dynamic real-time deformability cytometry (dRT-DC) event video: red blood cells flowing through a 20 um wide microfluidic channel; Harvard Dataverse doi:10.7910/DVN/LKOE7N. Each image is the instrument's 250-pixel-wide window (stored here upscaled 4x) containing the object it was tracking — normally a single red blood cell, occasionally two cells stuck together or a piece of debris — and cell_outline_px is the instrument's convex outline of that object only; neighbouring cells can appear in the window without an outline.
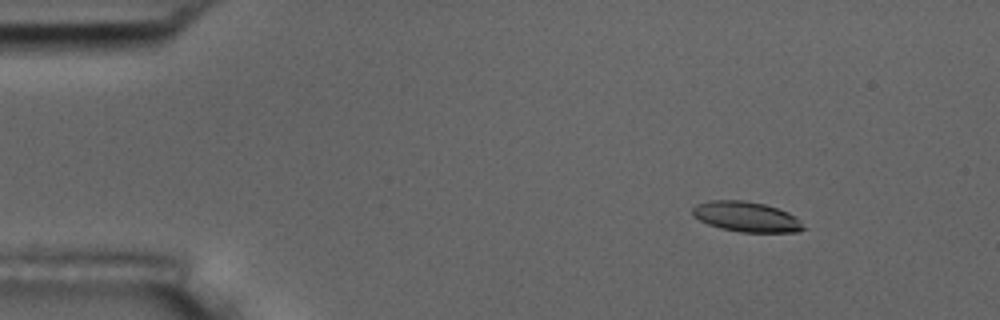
{"species": "common noctule bat (a hibernating species)", "species_latin": "Nyctalus noctula", "temperature_condition": "room temperature", "stored_images_in_passage": 3, "camera_frame_rate_fps": 3000, "um_per_image_px": 0.085, "animal": {"sex": "male", "body_mass_g": 17.5, "forearm_length_mm": 52.3}, "frame": {"image": 1, "passage_image": 1, "time_ms": 0.0, "image_size_px": [1000, 320], "cell_outline_px": [[804, 228], [796, 232], [740, 232], [720, 228], [708, 224], [692, 216], [692, 208], [696, 204], [712, 200], [744, 200], [764, 204], [788, 212], [796, 216], [800, 220]], "centroid_in_image_um": [63.42, 18.42], "position_along_channel_um": 21.6, "area_um2": 19.48}}
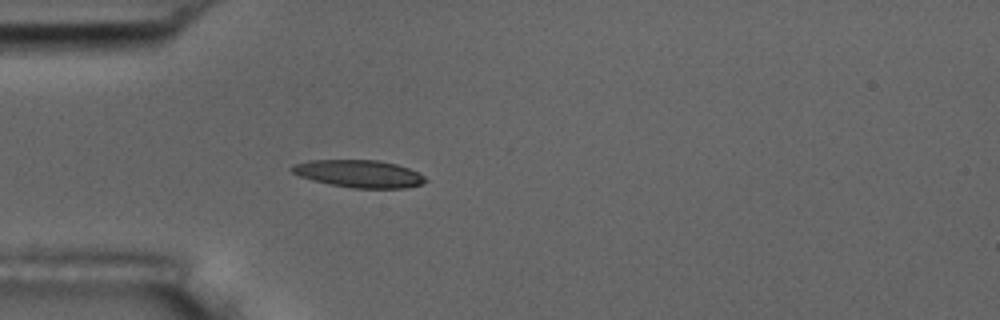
{"frame": {"image": 2, "passage_image": 3, "time_ms": 3.0, "image_size_px": [1000, 320], "cell_outline_px": [[428, 180], [420, 184], [404, 188], [352, 188], [328, 184], [312, 180], [300, 176], [292, 172], [288, 168], [292, 164], [308, 160], [380, 160], [396, 164], [408, 168], [424, 176]], "centroid_in_image_um": [30.46, 14.76], "position_along_channel_um": 54.5, "area_um2": 21.44}}